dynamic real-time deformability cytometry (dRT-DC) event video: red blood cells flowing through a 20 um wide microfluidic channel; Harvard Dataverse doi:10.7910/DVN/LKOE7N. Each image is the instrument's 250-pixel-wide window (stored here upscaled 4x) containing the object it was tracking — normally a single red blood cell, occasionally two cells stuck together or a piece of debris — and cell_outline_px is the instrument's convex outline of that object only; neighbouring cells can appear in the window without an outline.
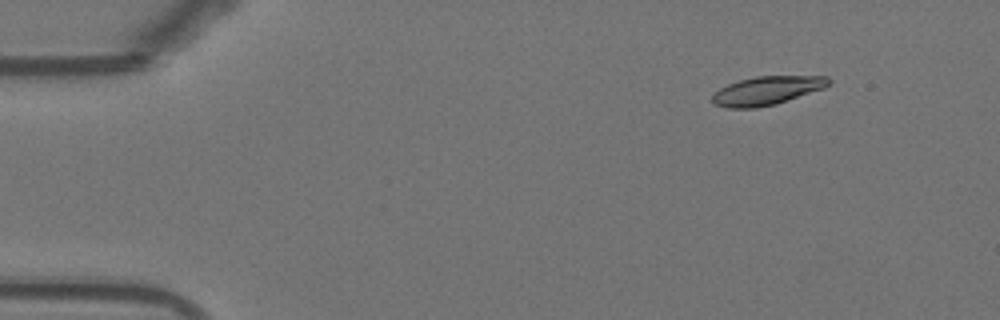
{"species": "Egyptian fruit bat (a non-hibernating species)", "species_latin": "Rousettus aegyptiacus", "temperature_condition": "warm", "stored_images_in_passage": 48, "camera_frame_rate_fps": 3000, "um_per_image_px": 0.085, "animal": {"sex": "female"}, "frame": {"image": 1, "passage_image": 1, "time_ms": 0.0, "image_size_px": [1000, 320], "cell_outline_px": [[832, 84], [824, 88], [776, 104], [756, 108], [728, 108], [712, 104], [712, 96], [720, 88], [728, 84], [740, 80], [756, 76], [828, 76], [832, 80]], "centroid_in_image_um": [65.21, 7.7], "position_along_channel_um": 19.8, "area_um2": 19.48}}
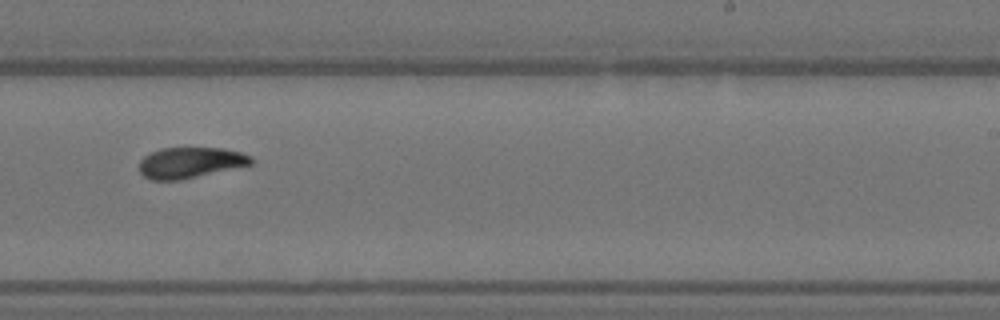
{"frame": {"image": 2, "passage_image": 28, "time_ms": 9.0, "image_size_px": [1000, 320], "cell_outline_px": [[252, 164], [180, 180], [152, 180], [144, 176], [140, 172], [140, 160], [144, 156], [160, 148], [224, 148], [240, 152], [252, 156]], "centroid_in_image_um": [16.16, 13.82], "position_along_channel_um": 272.8, "area_um2": 19.94}}
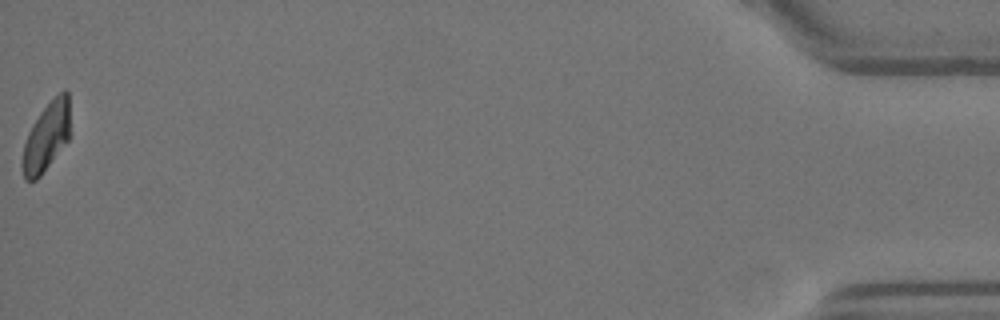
{"frame": {"image": 3, "passage_image": 48, "time_ms": 15.667, "image_size_px": [1000, 320], "cell_outline_px": [[68, 140], [40, 176], [36, 180], [24, 180], [20, 164], [24, 144], [28, 132], [32, 124], [40, 112], [64, 88], [68, 92]], "centroid_in_image_um": [3.89, 11.67], "position_along_channel_um": 431.3, "area_um2": 18.79}, "authors_computed_cell_mechanics": {"area_um2": 20.1433, "velocity_mm_per_s": 3.8366, "shape_relaxation_time_tau1_ms": null, "shape_relaxation_time_tau2_ms": 3.2585, "deformation_change_tau1": null, "deformation_change_tau2": 0.0824}}